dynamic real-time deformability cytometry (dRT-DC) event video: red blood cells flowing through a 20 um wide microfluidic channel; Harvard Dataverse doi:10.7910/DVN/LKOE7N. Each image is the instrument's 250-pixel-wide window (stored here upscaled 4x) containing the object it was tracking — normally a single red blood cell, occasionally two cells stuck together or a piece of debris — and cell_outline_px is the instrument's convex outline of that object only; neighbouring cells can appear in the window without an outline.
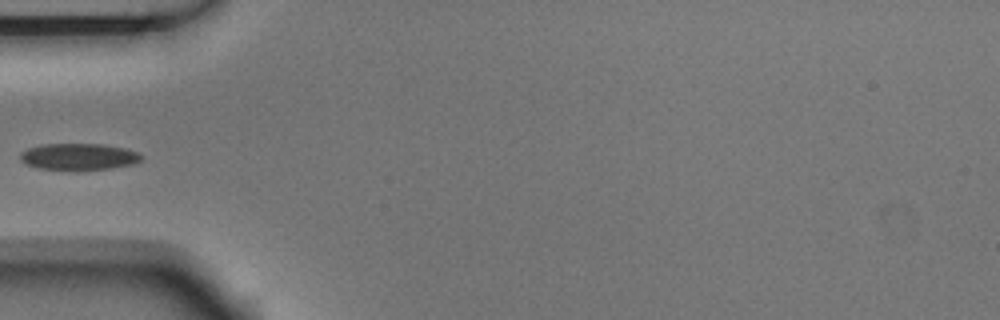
{"species": "Egyptian fruit bat (a non-hibernating species)", "species_latin": "Rousettus aegyptiacus", "temperature_condition": "room temperature", "stored_images_in_passage": 5, "camera_frame_rate_fps": 3000, "um_per_image_px": 0.085, "animal": {"sex": "male"}, "frame": {"image": 1, "passage_image": 4, "time_ms": 1.0, "image_size_px": [1000, 320], "cell_outline_px": [[144, 156], [140, 160], [132, 164], [112, 168], [36, 168], [20, 160], [20, 152], [28, 148], [40, 144], [104, 144], [124, 148], [140, 152]], "centroid_in_image_um": [6.71, 13.28], "position_along_channel_um": 78.3, "area_um2": 18.32}}
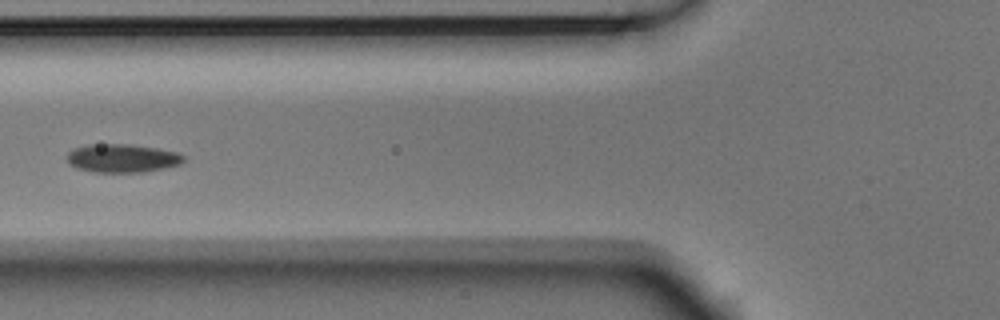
{"frame": {"image": 2, "passage_image": 5, "time_ms": 1.333, "image_size_px": [1000, 320], "cell_outline_px": [[184, 160], [180, 164], [164, 168], [144, 172], [92, 172], [76, 168], [68, 164], [68, 152], [72, 148], [88, 144], [128, 144], [156, 148], [176, 152], [184, 156]], "centroid_in_image_um": [10.35, 13.45], "position_along_channel_um": 115.5, "area_um2": 19.36}}